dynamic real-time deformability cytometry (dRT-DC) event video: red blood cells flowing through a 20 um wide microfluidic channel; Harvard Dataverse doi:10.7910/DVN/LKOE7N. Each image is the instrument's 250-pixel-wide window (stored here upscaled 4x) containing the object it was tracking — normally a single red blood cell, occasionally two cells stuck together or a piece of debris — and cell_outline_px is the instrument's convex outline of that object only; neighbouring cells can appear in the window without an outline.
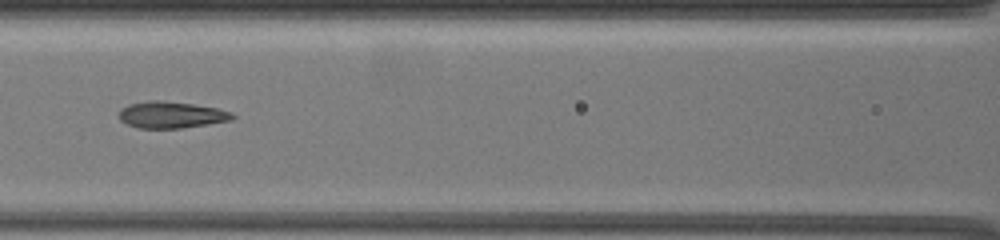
{"species": "common noctule bat (a hibernating species)", "species_latin": "Nyctalus noctula", "temperature_condition": "warm", "stored_images_in_passage": 46, "segment_of_instrument_passage": [2, 2], "camera_frame_rate_fps": 3000, "um_per_image_px": 0.085, "animal": {"sex": "female", "body_mass_g": 19.5, "forearm_length_mm": 54.1}, "frame": {"image": 1, "passage_image": 27, "time_ms": 11.0, "image_size_px": [1000, 240], "cell_outline_px": [[236, 116], [232, 120], [208, 124], [180, 128], [140, 128], [128, 124], [120, 120], [120, 108], [128, 104], [148, 100], [160, 100], [192, 104], [216, 108], [232, 112]], "centroid_in_image_um": [14.56, 9.75], "position_along_channel_um": 152.0, "area_um2": 17.51}}